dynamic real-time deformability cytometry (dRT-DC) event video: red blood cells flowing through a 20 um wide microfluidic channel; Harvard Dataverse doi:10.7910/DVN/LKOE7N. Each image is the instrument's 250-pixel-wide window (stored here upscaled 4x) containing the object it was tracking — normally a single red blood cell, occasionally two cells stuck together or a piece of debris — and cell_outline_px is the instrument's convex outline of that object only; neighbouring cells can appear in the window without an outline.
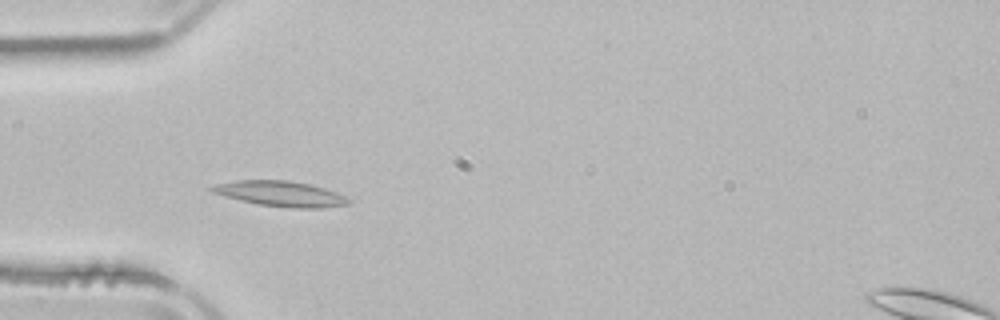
{"species": "common noctule bat (a hibernating species)", "species_latin": "Nyctalus noctula", "temperature_condition": "room temperature", "stored_images_in_passage": 40, "camera_frame_rate_fps": 3000, "um_per_image_px": 0.085, "animal": {"sex": "male", "body_mass_g": 21.5, "forearm_length_mm": 52.0}, "frame": {"image": 1, "passage_image": 10, "time_ms": 3.0, "image_size_px": [1000, 320], "cell_outline_px": [[352, 204], [324, 208], [292, 208], [260, 204], [240, 200], [224, 196], [212, 192], [208, 188], [216, 184], [236, 180], [288, 180], [308, 184], [324, 188], [336, 192], [352, 200]], "centroid_in_image_um": [23.88, 16.47], "position_along_channel_um": 61.1, "area_um2": 20.17}}
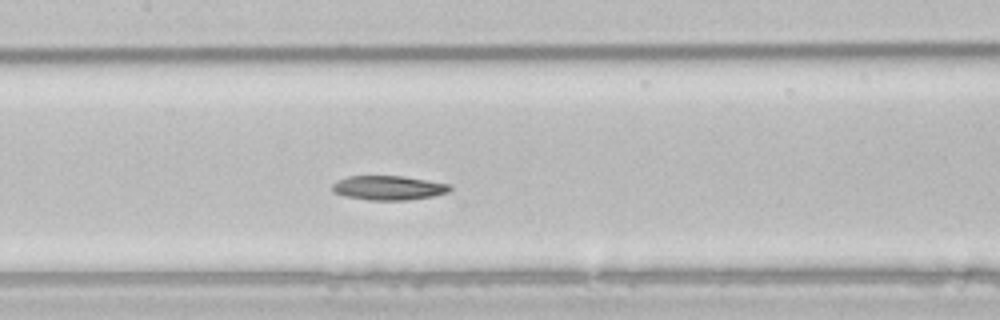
{"frame": {"image": 2, "passage_image": 19, "time_ms": 6.0, "image_size_px": [1000, 320], "cell_outline_px": [[452, 188], [448, 192], [432, 196], [408, 200], [368, 200], [344, 196], [332, 192], [332, 184], [336, 180], [348, 176], [404, 176], [452, 184]], "centroid_in_image_um": [33.01, 15.96], "position_along_channel_um": 174.4, "area_um2": 16.88}}
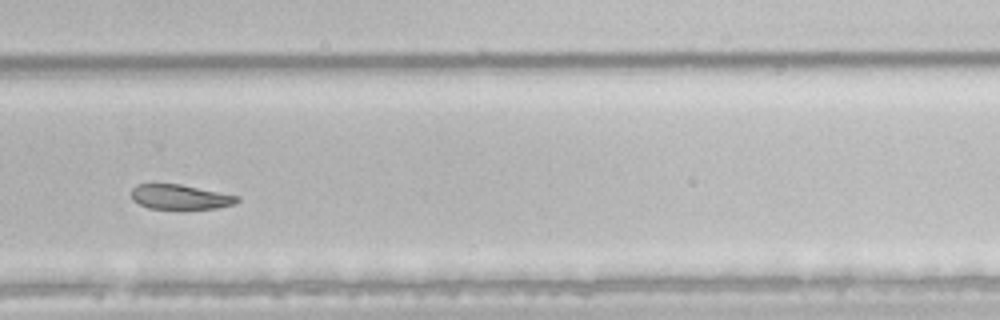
{"frame": {"image": 3, "passage_image": 30, "time_ms": 9.667, "image_size_px": [1000, 320], "cell_outline_px": [[240, 200], [236, 204], [216, 208], [148, 208], [132, 200], [132, 188], [136, 184], [180, 184], [240, 196]], "centroid_in_image_um": [15.34, 16.73], "position_along_channel_um": 314.5, "area_um2": 15.14}, "authors_computed_cell_mechanics": {"area_um2": 17.8024, "velocity_mm_per_s": 3.8429, "shape_relaxation_time_tau1_ms": null, "shape_relaxation_time_tau2_ms": 9.5971, "deformation_change_tau1": null, "deformation_change_tau2": 0.1418}}